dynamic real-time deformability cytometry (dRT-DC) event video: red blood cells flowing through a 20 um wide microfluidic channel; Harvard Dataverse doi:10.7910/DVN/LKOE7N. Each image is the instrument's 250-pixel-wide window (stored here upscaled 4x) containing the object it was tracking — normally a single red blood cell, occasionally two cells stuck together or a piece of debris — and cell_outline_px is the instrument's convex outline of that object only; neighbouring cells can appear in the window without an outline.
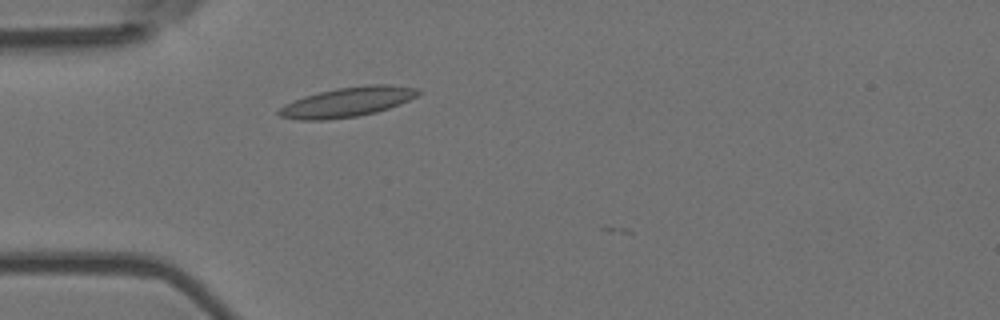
{"species": "Egyptian fruit bat (a non-hibernating species)", "species_latin": "Rousettus aegyptiacus", "temperature_condition": "room temperature", "stored_images_in_passage": 1, "camera_frame_rate_fps": 3000, "um_per_image_px": 0.085, "animal": {"sex": "female"}, "frame": {"image": 1, "passage_image": 1, "time_ms": 0.0, "image_size_px": [1000, 320], "cell_outline_px": [[420, 92], [416, 96], [400, 104], [376, 112], [356, 116], [324, 120], [300, 120], [280, 116], [276, 112], [284, 104], [304, 96], [336, 88], [368, 84], [392, 84], [420, 88]], "centroid_in_image_um": [29.54, 8.66], "position_along_channel_um": 55.5, "area_um2": 24.1}}